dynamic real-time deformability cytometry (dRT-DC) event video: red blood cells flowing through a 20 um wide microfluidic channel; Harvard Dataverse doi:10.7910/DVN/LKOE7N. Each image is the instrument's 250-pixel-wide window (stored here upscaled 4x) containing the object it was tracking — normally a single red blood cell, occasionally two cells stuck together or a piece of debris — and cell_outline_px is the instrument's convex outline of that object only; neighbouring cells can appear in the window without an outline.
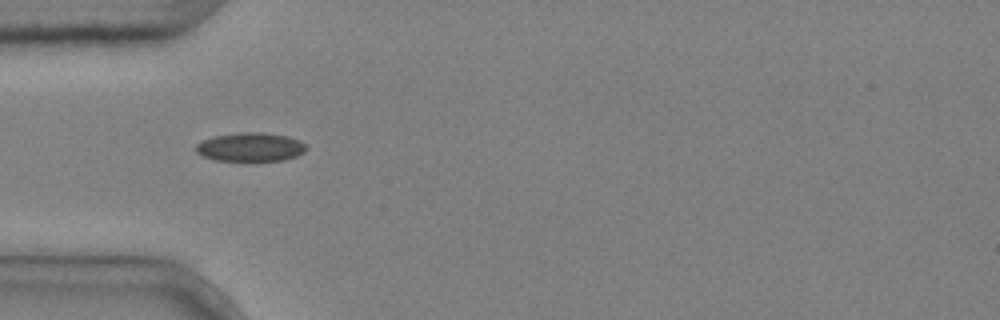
{"species": "common noctule bat (a hibernating species)", "species_latin": "Nyctalus noctula", "temperature_condition": "cold", "stored_images_in_passage": 5, "camera_frame_rate_fps": 3000, "um_per_image_px": 0.085, "animal": {"sex": "male", "body_mass_g": 20.4}, "frame": {"image": 1, "passage_image": 1, "time_ms": 0.0, "image_size_px": [1000, 320], "cell_outline_px": [[308, 148], [304, 152], [296, 156], [284, 160], [216, 160], [204, 156], [196, 152], [196, 144], [204, 140], [216, 136], [240, 132], [260, 132], [288, 136], [304, 144]], "centroid_in_image_um": [21.3, 12.49], "position_along_channel_um": 63.7, "area_um2": 18.15}}
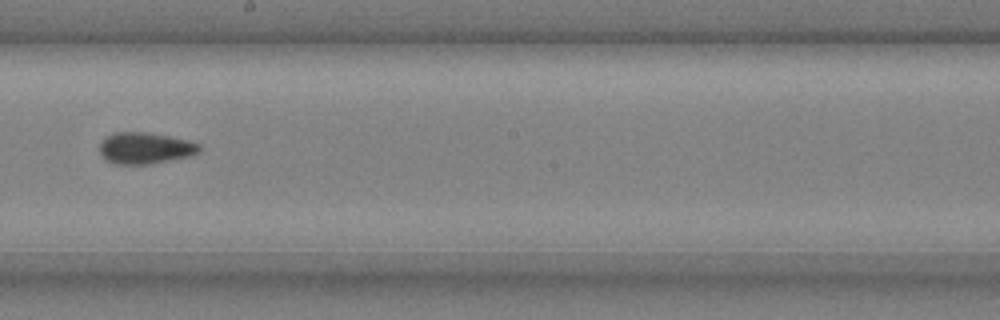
{"frame": {"image": 2, "passage_image": 5, "time_ms": 1.333, "image_size_px": [1000, 320], "cell_outline_px": [[200, 152], [192, 156], [152, 164], [112, 164], [100, 152], [100, 144], [104, 136], [116, 132], [144, 132], [168, 136], [188, 140], [200, 144]], "centroid_in_image_um": [12.36, 12.59], "position_along_channel_um": 235.8, "area_um2": 18.38}}